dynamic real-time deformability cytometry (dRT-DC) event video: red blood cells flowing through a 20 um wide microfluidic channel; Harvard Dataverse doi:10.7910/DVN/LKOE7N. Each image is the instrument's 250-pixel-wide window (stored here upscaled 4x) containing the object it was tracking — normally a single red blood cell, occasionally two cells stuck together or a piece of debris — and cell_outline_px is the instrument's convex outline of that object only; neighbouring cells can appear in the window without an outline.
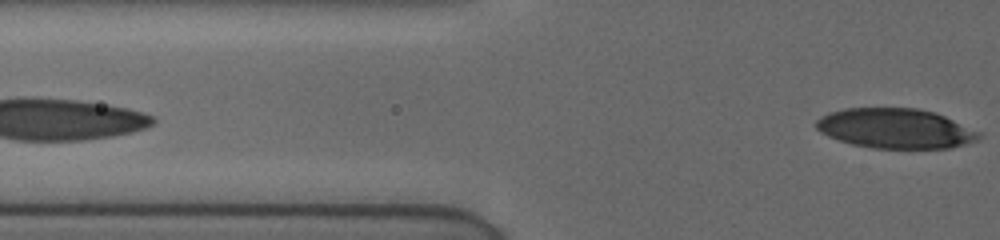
{"species": "human", "species_latin": "Homo sapiens", "temperature_condition": "cold", "stored_images_in_passage": 16, "segment_of_instrument_passage": [2, 2], "camera_frame_rate_fps": 3000, "um_per_image_px": 0.085, "donor": {"sex": "female"}, "frame": {"image": 1, "passage_image": 16, "time_ms": 5.667, "image_size_px": [1000, 240], "cell_outline_px": [[984, 136], [976, 140], [964, 144], [948, 148], [872, 148], [852, 144], [828, 136], [820, 132], [816, 128], [816, 120], [820, 116], [828, 112], [844, 108], [916, 108], [932, 112], [944, 116], [980, 132]], "centroid_in_image_um": [76.08, 10.91], "position_along_channel_um": 49.7, "area_um2": 37.69}}